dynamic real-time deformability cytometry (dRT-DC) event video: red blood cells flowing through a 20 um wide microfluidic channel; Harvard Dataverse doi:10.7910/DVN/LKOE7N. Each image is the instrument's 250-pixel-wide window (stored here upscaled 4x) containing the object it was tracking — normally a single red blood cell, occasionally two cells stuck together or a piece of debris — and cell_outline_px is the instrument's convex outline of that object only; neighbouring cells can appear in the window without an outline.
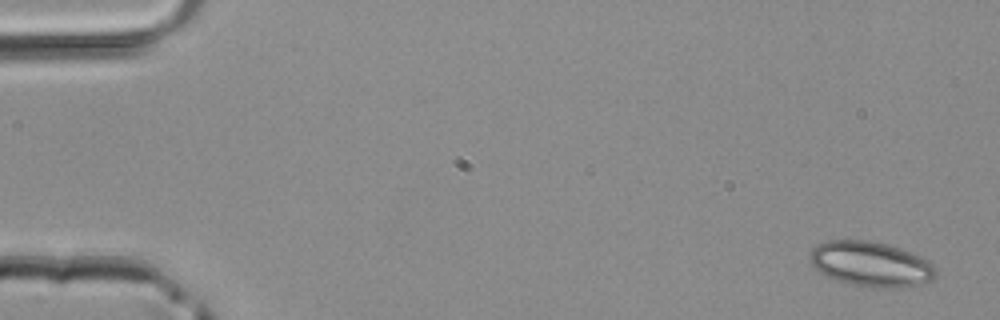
{"species": "common noctule bat (a hibernating species)", "species_latin": "Nyctalus noctula", "temperature_condition": "room temperature", "stored_images_in_passage": 3, "camera_frame_rate_fps": 3000, "um_per_image_px": 0.085, "animal": {"sex": "male", "body_mass_g": 20.4}, "frame": {"image": 1, "passage_image": 1, "time_ms": 0.0, "image_size_px": [1000, 320], "cell_outline_px": [[936, 276], [924, 284], [900, 288], [872, 288], [836, 280], [820, 272], [812, 264], [808, 256], [808, 252], [812, 248], [828, 240], [868, 240], [900, 248], [924, 256], [936, 268]], "centroid_in_image_um": [74.06, 22.45], "position_along_channel_um": 10.9, "area_um2": 33.29}}